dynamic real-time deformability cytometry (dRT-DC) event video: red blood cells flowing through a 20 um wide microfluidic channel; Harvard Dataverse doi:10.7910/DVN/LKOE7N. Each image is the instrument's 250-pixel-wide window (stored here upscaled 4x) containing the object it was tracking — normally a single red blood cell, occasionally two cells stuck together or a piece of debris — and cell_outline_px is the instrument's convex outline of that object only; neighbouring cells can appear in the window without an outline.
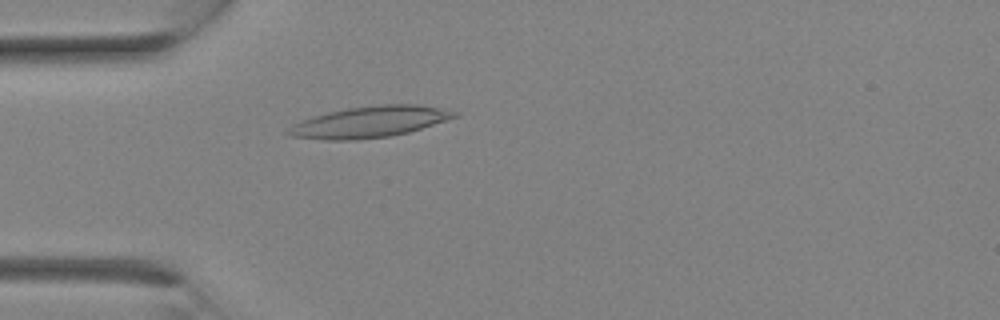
{"species": "Egyptian fruit bat (a non-hibernating species)", "species_latin": "Rousettus aegyptiacus", "temperature_condition": "room temperature", "stored_images_in_passage": 17, "camera_frame_rate_fps": 3000, "um_per_image_px": 0.085, "animal": {"sex": "female"}, "frame": {"image": 1, "passage_image": 8, "time_ms": 2.333, "image_size_px": [1000, 320], "cell_outline_px": [[460, 116], [408, 132], [392, 136], [356, 140], [324, 140], [292, 136], [284, 132], [292, 124], [312, 116], [328, 112], [348, 108], [380, 104], [420, 104], [460, 112]], "centroid_in_image_um": [31.42, 10.36], "position_along_channel_um": 53.6, "area_um2": 30.4}}
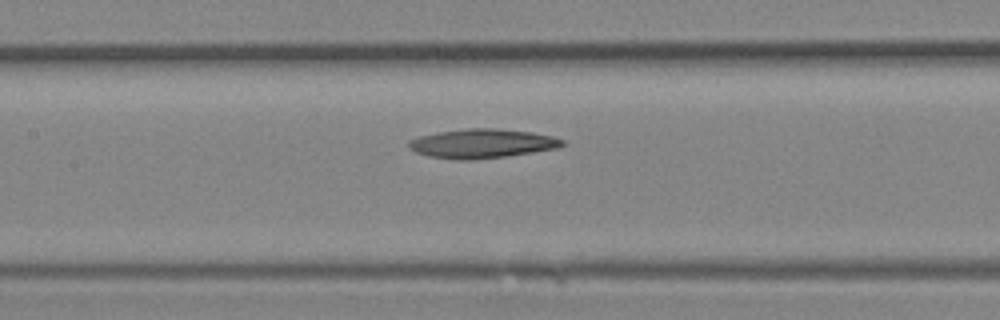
{"frame": {"image": 2, "passage_image": 13, "time_ms": 4.0, "image_size_px": [1000, 320], "cell_outline_px": [[564, 144], [560, 148], [508, 156], [472, 160], [456, 160], [428, 156], [416, 152], [408, 148], [408, 140], [420, 136], [440, 132], [468, 128], [496, 128], [532, 132], [552, 136], [564, 140]], "centroid_in_image_um": [40.99, 12.21], "position_along_channel_um": 166.4, "area_um2": 26.24}}
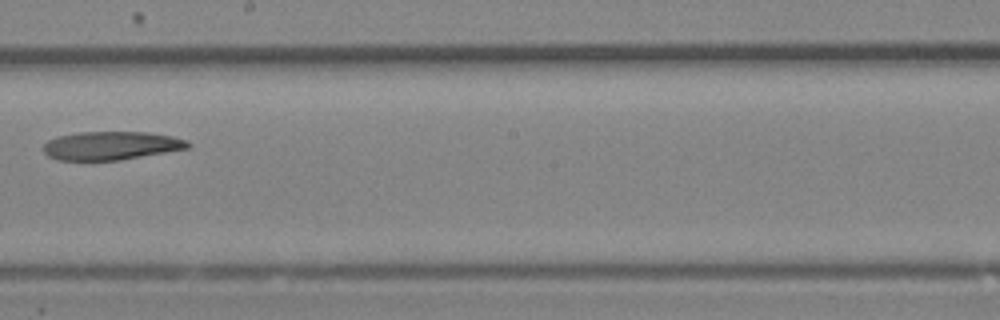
{"frame": {"image": 3, "passage_image": 16, "time_ms": 5.0, "image_size_px": [1000, 320], "cell_outline_px": [[192, 144], [188, 148], [120, 160], [60, 160], [48, 156], [44, 152], [44, 144], [48, 140], [56, 136], [80, 132], [144, 132], [172, 136], [188, 140]], "centroid_in_image_um": [9.44, 12.37], "position_along_channel_um": 238.8, "area_um2": 23.87}}